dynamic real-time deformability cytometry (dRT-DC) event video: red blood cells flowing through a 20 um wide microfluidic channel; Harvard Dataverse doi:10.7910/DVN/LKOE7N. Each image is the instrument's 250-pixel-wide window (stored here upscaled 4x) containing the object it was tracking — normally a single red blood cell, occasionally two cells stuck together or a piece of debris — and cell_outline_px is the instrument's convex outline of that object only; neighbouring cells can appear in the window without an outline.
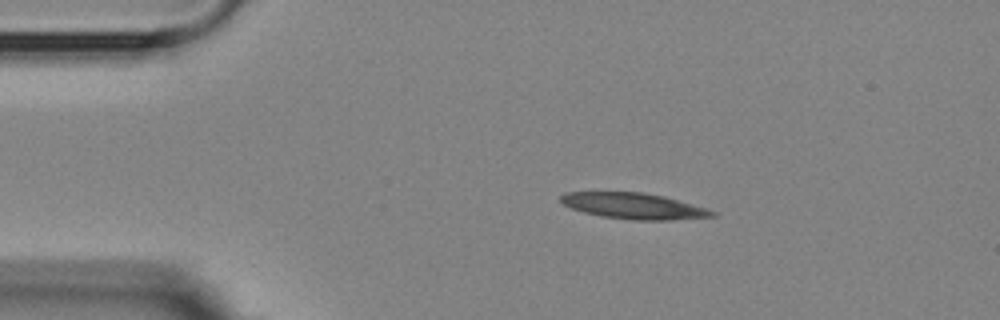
{"species": "Egyptian fruit bat (a non-hibernating species)", "species_latin": "Rousettus aegyptiacus", "temperature_condition": "room temperature", "stored_images_in_passage": 3, "camera_frame_rate_fps": 3000, "um_per_image_px": 0.085, "animal": {"sex": "female"}, "frame": {"image": 1, "passage_image": 2, "time_ms": 1.0, "image_size_px": [1000, 320], "cell_outline_px": [[716, 216], [672, 220], [632, 220], [600, 216], [584, 212], [572, 208], [564, 204], [560, 200], [560, 196], [564, 192], [644, 192], [664, 196], [708, 208], [716, 212]], "centroid_in_image_um": [53.89, 17.51], "position_along_channel_um": 31.1, "area_um2": 23.0}}